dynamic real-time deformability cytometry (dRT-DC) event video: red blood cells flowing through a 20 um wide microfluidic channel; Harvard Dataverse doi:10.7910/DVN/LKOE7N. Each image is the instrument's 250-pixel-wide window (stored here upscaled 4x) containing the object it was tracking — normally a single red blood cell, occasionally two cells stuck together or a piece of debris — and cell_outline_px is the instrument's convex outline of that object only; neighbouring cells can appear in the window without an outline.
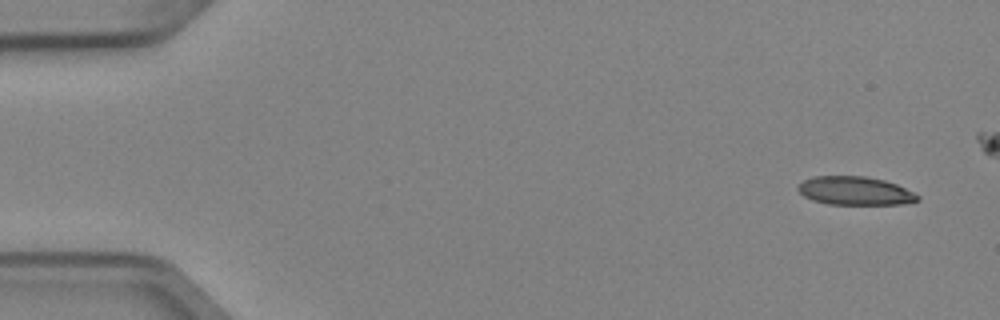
{"species": "Egyptian fruit bat (a non-hibernating species)", "species_latin": "Rousettus aegyptiacus", "temperature_condition": "cold", "stored_images_in_passage": 6, "camera_frame_rate_fps": 3000, "um_per_image_px": 0.085, "animal": {"sex": "female"}, "frame": {"image": 1, "passage_image": 1, "time_ms": 0.0, "image_size_px": [1000, 320], "cell_outline_px": [[920, 200], [904, 204], [828, 204], [812, 200], [804, 196], [796, 188], [804, 180], [812, 176], [864, 176], [884, 180], [896, 184], [920, 196]], "centroid_in_image_um": [72.67, 16.22], "position_along_channel_um": 12.3, "area_um2": 19.77}}